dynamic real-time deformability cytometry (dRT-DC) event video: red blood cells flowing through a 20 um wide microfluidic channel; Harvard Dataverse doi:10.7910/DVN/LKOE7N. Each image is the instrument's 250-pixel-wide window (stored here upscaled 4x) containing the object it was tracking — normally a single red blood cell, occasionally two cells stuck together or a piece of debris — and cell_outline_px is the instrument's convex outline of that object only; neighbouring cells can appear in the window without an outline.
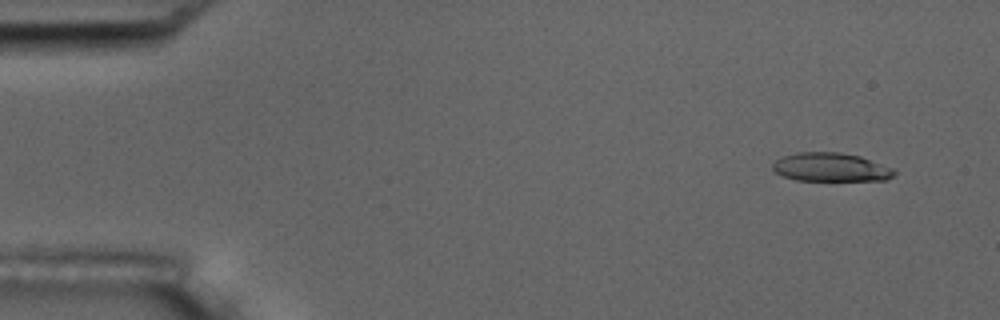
{"species": "common noctule bat (a hibernating species)", "species_latin": "Nyctalus noctula", "temperature_condition": "room temperature", "stored_images_in_passage": 5, "segment_of_instrument_passage": [1, 2], "camera_frame_rate_fps": 3000, "um_per_image_px": 0.085, "animal": {"sex": "male", "body_mass_g": 17.5, "forearm_length_mm": 52.3}, "frame": {"image": 1, "passage_image": 1, "time_ms": 0.0, "image_size_px": [1000, 320], "cell_outline_px": [[896, 172], [888, 180], [796, 180], [784, 176], [776, 172], [772, 168], [772, 164], [776, 160], [784, 156], [796, 152], [840, 152], [860, 156], [892, 168]], "centroid_in_image_um": [70.61, 14.21], "position_along_channel_um": 14.4, "area_um2": 20.11}}
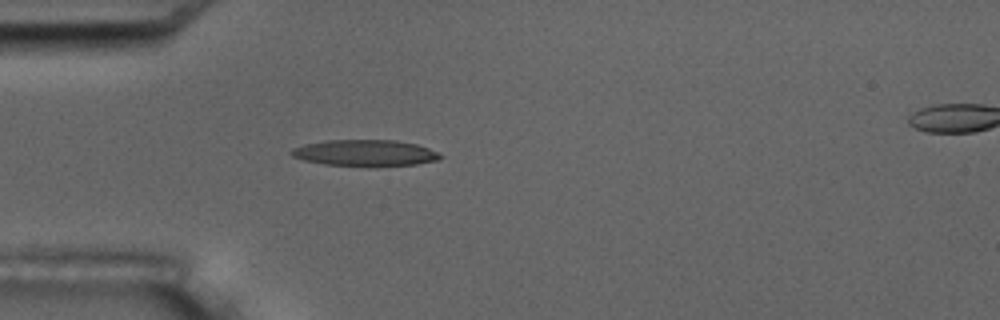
{"frame": {"image": 2, "passage_image": 4, "time_ms": 4.0, "image_size_px": [1000, 320], "cell_outline_px": [[444, 156], [436, 160], [416, 164], [324, 164], [304, 160], [292, 156], [288, 152], [292, 148], [304, 144], [328, 140], [396, 140], [416, 144], [428, 148]], "centroid_in_image_um": [30.98, 12.96], "position_along_channel_um": 54.0, "area_um2": 21.96}}